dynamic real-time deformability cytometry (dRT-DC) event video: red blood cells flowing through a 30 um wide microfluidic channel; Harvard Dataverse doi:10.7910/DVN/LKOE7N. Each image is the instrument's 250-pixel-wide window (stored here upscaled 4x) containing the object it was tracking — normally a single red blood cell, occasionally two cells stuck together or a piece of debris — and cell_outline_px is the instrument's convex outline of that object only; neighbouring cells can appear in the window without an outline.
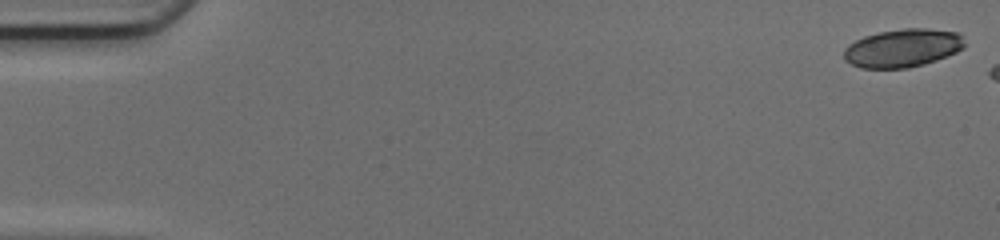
{"species": "common noctule bat (a hibernating species)", "species_latin": "Nyctalus noctula", "temperature_condition": "cold", "stored_images_in_passage": 7, "camera_frame_rate_fps": 3000, "um_per_image_px": 0.085, "animal": {"sex": "female", "body_mass_g": 17.0, "forearm_length_mm": 48.0}, "frame": {"image": 1, "passage_image": 1, "time_ms": 0.0, "image_size_px": [1000, 240], "cell_outline_px": [[964, 48], [956, 52], [936, 60], [924, 64], [908, 68], [860, 68], [844, 60], [844, 48], [848, 44], [864, 36], [880, 32], [904, 28], [924, 28], [956, 32], [960, 36], [964, 44]], "centroid_in_image_um": [76.69, 4.09], "position_along_channel_um": 8.3, "area_um2": 26.76}}